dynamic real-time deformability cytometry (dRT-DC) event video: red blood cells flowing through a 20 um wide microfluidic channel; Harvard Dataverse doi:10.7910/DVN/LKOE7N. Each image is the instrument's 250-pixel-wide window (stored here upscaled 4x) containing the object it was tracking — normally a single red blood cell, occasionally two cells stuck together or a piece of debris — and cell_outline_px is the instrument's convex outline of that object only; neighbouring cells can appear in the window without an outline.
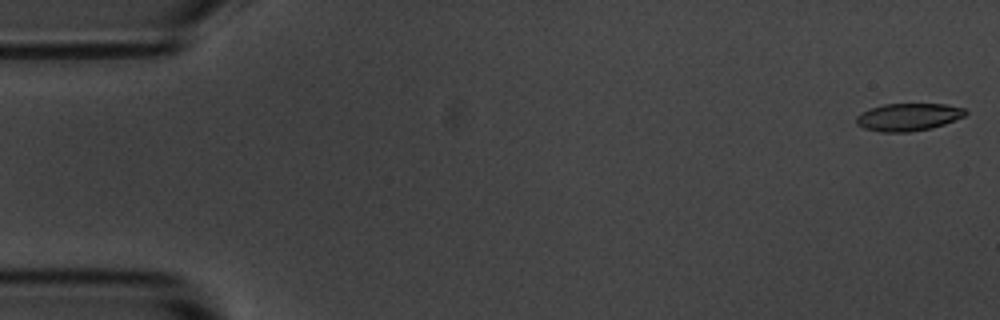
{"species": "common noctule bat (a hibernating species)", "species_latin": "Nyctalus noctula", "temperature_condition": "room temperature", "stored_images_in_passage": 55, "camera_frame_rate_fps": 3000, "um_per_image_px": 0.085, "animal": {"sex": "male", "body_mass_g": 20.1, "forearm_length_mm": 53.5}, "frame": {"image": 1, "passage_image": 1, "time_ms": 0.0, "image_size_px": [1000, 320], "cell_outline_px": [[968, 112], [964, 116], [944, 124], [932, 128], [908, 132], [880, 132], [864, 128], [856, 124], [856, 116], [860, 112], [868, 108], [884, 104], [944, 104], [964, 108]], "centroid_in_image_um": [77.16, 9.94], "position_along_channel_um": 7.8, "area_um2": 17.63}}
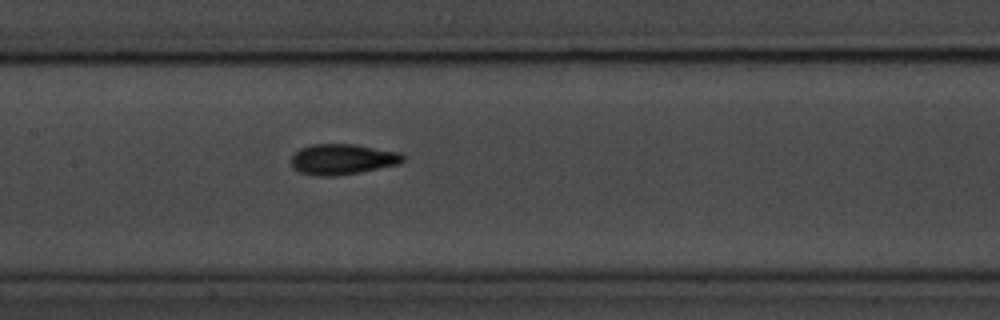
{"frame": {"image": 2, "passage_image": 26, "time_ms": 8.333, "image_size_px": [1000, 320], "cell_outline_px": [[404, 160], [400, 164], [360, 172], [336, 176], [316, 176], [300, 172], [292, 168], [292, 156], [300, 148], [312, 144], [356, 144], [400, 152], [404, 156]], "centroid_in_image_um": [29.12, 13.53], "position_along_channel_um": 178.3, "area_um2": 20.06}}
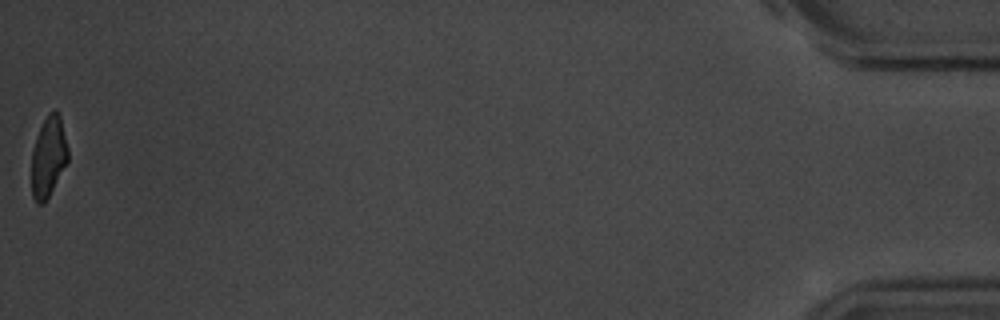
{"frame": {"image": 3, "passage_image": 55, "time_ms": 18.0, "image_size_px": [1000, 320], "cell_outline_px": [[68, 160], [44, 204], [36, 204], [32, 196], [32, 152], [40, 128], [48, 112], [56, 108], [60, 116], [68, 148]], "centroid_in_image_um": [4.12, 13.32], "position_along_channel_um": 431.1, "area_um2": 16.88}, "authors_computed_cell_mechanics": {"area_um2": 18.6694, "velocity_mm_per_s": 3.6445, "shape_relaxation_time_tau1_ms": 3.465, "shape_relaxation_time_tau2_ms": 2.5381, "deformation_change_tau1": 0.1393, "deformation_change_tau2": 0.0878}}